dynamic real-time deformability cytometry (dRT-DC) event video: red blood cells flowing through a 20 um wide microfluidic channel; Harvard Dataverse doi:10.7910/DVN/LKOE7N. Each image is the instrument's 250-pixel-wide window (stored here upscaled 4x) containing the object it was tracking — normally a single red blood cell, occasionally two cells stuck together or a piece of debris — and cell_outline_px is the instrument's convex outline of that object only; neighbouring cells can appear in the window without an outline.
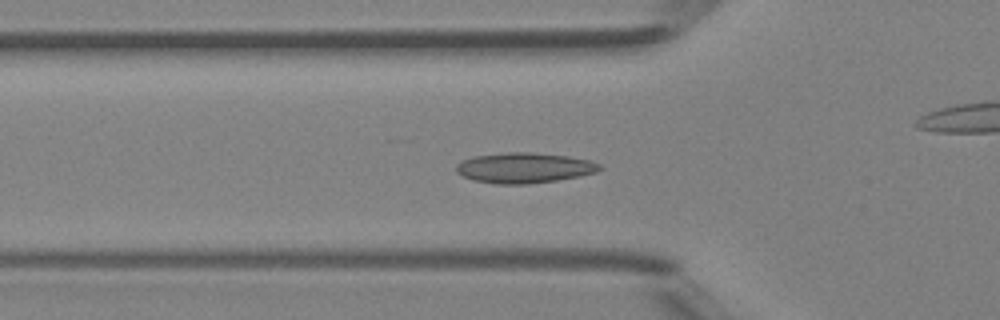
{"species": "Egyptian fruit bat (a non-hibernating species)", "species_latin": "Rousettus aegyptiacus", "temperature_condition": "room temperature", "stored_images_in_passage": 38, "camera_frame_rate_fps": 3000, "um_per_image_px": 0.085, "animal": {"sex": "female"}, "frame": {"image": 1, "passage_image": 5, "time_ms": 1.333, "image_size_px": [1000, 320], "cell_outline_px": [[604, 168], [596, 172], [580, 176], [556, 180], [528, 184], [496, 184], [472, 180], [456, 172], [456, 164], [472, 156], [504, 152], [532, 152], [568, 156], [592, 160], [600, 164]], "centroid_in_image_um": [44.58, 14.26], "position_along_channel_um": 81.2, "area_um2": 25.61}}
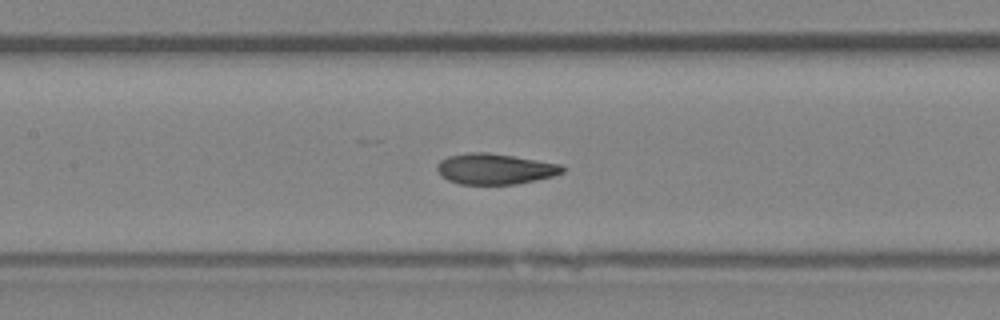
{"frame": {"image": 2, "passage_image": 11, "time_ms": 3.333, "image_size_px": [1000, 320], "cell_outline_px": [[564, 172], [552, 176], [536, 180], [516, 184], [460, 184], [448, 180], [436, 168], [436, 164], [440, 160], [448, 156], [468, 152], [488, 152], [564, 164]], "centroid_in_image_um": [42.09, 14.34], "position_along_channel_um": 165.3, "area_um2": 22.48}}
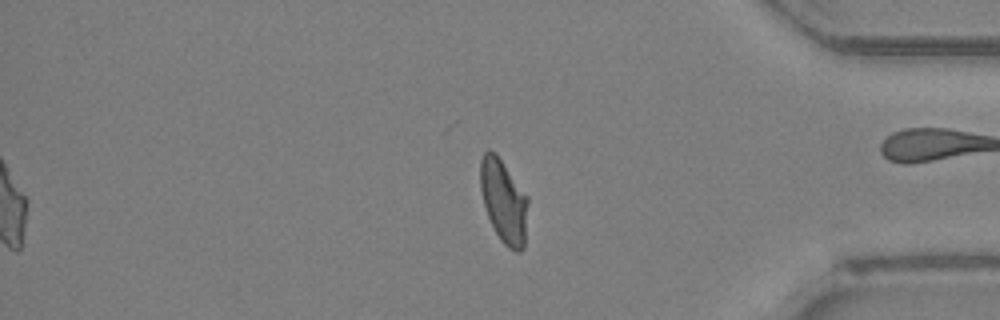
{"frame": {"image": 3, "passage_image": 29, "time_ms": 9.333, "image_size_px": [1000, 320], "cell_outline_px": [[528, 204], [524, 248], [520, 252], [516, 252], [508, 248], [500, 240], [488, 216], [484, 204], [480, 188], [480, 160], [484, 152], [488, 148], [496, 152], [528, 196]], "centroid_in_image_um": [42.82, 17.08], "position_along_channel_um": 392.4, "area_um2": 23.35}, "authors_computed_cell_mechanics": {"area_um2": 22.6865, "velocity_mm_per_s": 4.199, "shape_relaxation_time_tau1_ms": 8.8683, "shape_relaxation_time_tau2_ms": 0.9139, "deformation_change_tau1": 0.2135, "deformation_change_tau2": 0.0467}}